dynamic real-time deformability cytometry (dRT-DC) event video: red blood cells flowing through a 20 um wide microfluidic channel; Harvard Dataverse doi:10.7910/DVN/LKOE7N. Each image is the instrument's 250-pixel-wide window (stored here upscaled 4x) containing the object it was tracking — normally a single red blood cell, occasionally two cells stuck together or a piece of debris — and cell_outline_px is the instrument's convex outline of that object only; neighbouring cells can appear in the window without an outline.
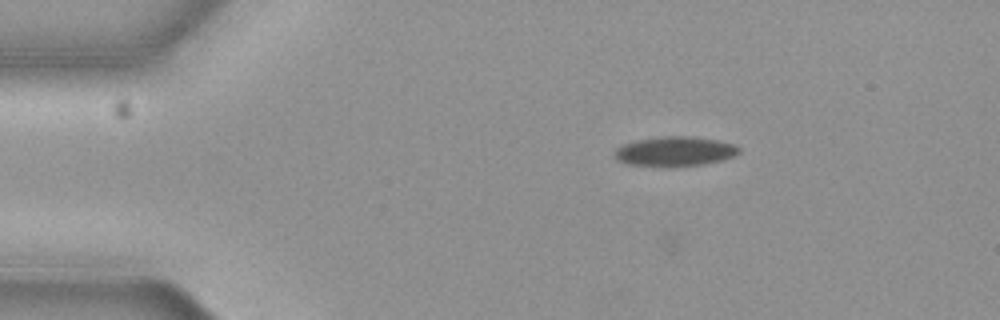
{"species": "common noctule bat (a hibernating species)", "species_latin": "Nyctalus noctula", "temperature_condition": "cold", "stored_images_in_passage": 48, "camera_frame_rate_fps": 3000, "um_per_image_px": 0.085, "animal": {"sex": "female", "body_mass_g": 19.3, "forearm_length_mm": 54.1}, "frame": {"image": 1, "passage_image": 13, "time_ms": 4.0, "image_size_px": [1000, 320], "cell_outline_px": [[740, 152], [736, 156], [704, 164], [668, 168], [664, 168], [624, 164], [616, 160], [612, 152], [616, 148], [624, 144], [640, 140], [664, 136], [688, 136], [720, 140], [736, 144], [740, 148]], "centroid_in_image_um": [57.35, 12.9], "position_along_channel_um": 27.6, "area_um2": 22.08}}
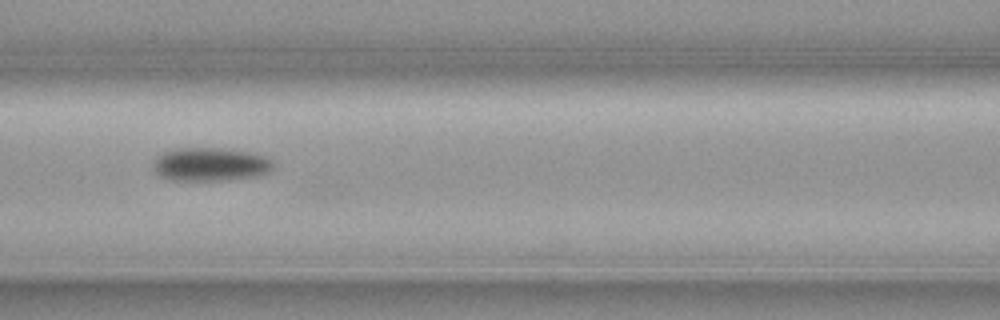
{"frame": {"image": 2, "passage_image": 28, "time_ms": 9.0, "image_size_px": [1000, 320], "cell_outline_px": [[276, 164], [268, 172], [256, 176], [228, 180], [172, 180], [160, 176], [152, 172], [152, 164], [156, 156], [164, 152], [180, 148], [220, 148], [252, 152], [264, 156], [272, 160]], "centroid_in_image_um": [17.86, 13.97], "position_along_channel_um": 148.7, "area_um2": 23.64}}
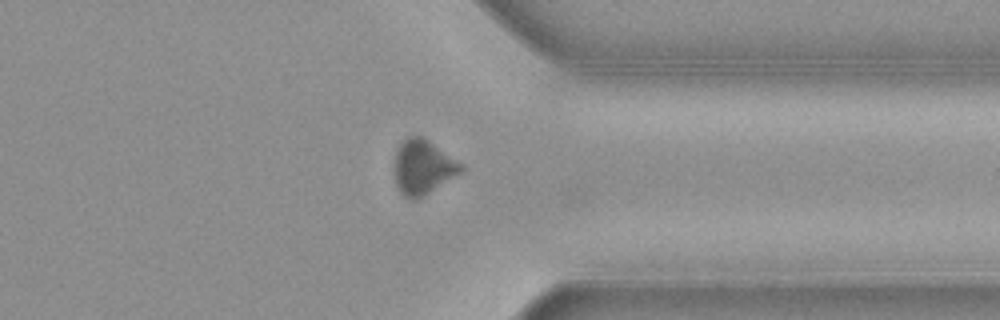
{"frame": {"image": 3, "passage_image": 47, "time_ms": 15.333, "image_size_px": [1000, 320], "cell_outline_px": [[464, 168], [460, 172], [424, 196], [416, 200], [408, 200], [400, 192], [396, 184], [392, 172], [392, 164], [396, 148], [408, 136], [420, 136], [428, 140], [464, 164]], "centroid_in_image_um": [35.88, 14.21], "position_along_channel_um": 375.5, "area_um2": 21.56}, "authors_computed_cell_mechanics": {"area_um2": 21.4149, "velocity_mm_per_s": 3.6549, "shape_relaxation_time_tau1_ms": 11.0488, "shape_relaxation_time_tau2_ms": null, "deformation_change_tau1": 0.2279, "deformation_change_tau2": null}}